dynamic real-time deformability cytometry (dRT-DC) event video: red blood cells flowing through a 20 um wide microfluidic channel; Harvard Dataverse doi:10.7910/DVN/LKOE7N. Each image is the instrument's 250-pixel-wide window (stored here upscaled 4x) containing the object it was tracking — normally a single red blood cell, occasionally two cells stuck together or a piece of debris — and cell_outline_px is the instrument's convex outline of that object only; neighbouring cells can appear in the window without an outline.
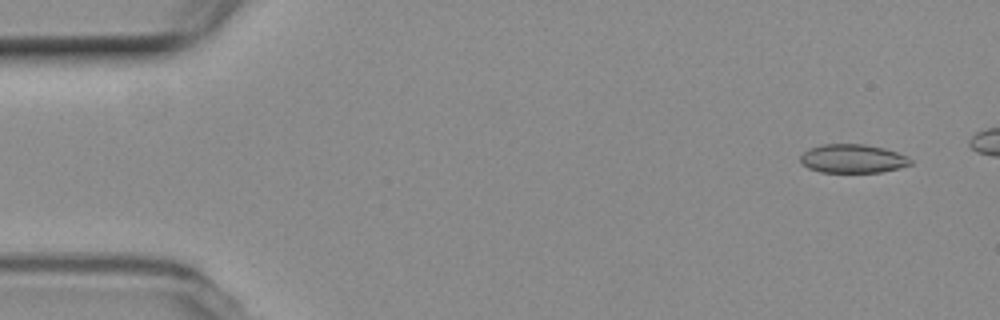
{"species": "common noctule bat (a hibernating species)", "species_latin": "Nyctalus noctula", "temperature_condition": "room temperature", "stored_images_in_passage": 56, "camera_frame_rate_fps": 3000, "um_per_image_px": 0.085, "animal": {"sex": "female", "body_mass_g": 19.3, "forearm_length_mm": 54.1}, "frame": {"image": 1, "passage_image": 4, "time_ms": 1.0, "image_size_px": [1000, 320], "cell_outline_px": [[912, 164], [900, 168], [880, 172], [820, 172], [808, 168], [800, 160], [800, 156], [808, 148], [820, 144], [864, 144], [884, 148], [908, 156], [912, 160]], "centroid_in_image_um": [72.49, 13.48], "position_along_channel_um": 12.5, "area_um2": 18.5}}
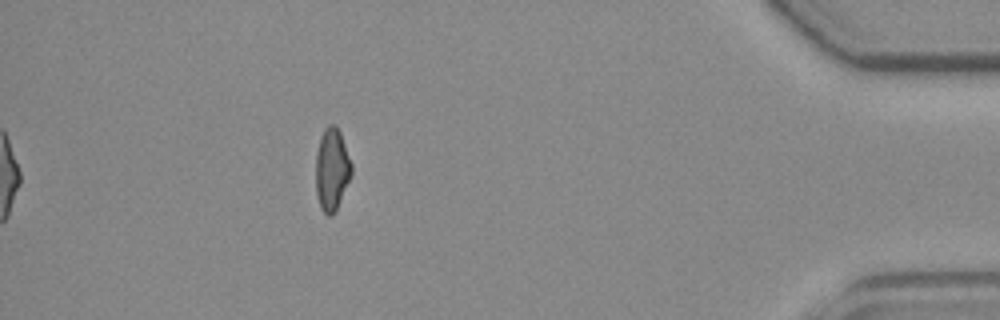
{"frame": {"image": 2, "passage_image": 56, "time_ms": 18.333, "image_size_px": [1000, 320], "cell_outline_px": [[352, 172], [340, 200], [332, 216], [328, 216], [320, 208], [316, 192], [316, 152], [320, 136], [324, 128], [328, 124], [336, 124], [340, 132], [352, 164]], "centroid_in_image_um": [28.19, 14.36], "position_along_channel_um": 407.0, "area_um2": 17.11}}